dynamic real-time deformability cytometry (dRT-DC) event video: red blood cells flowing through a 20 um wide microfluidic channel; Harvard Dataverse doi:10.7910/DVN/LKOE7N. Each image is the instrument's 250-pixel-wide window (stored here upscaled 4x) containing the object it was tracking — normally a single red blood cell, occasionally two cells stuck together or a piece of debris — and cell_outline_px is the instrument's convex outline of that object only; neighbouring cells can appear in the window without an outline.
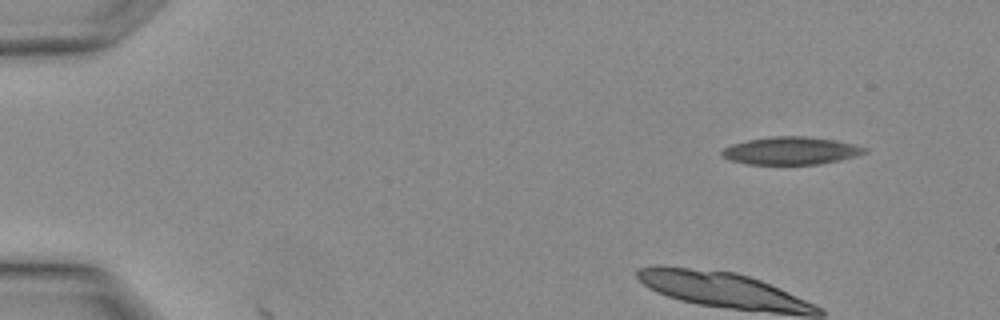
{"species": "Egyptian fruit bat (a non-hibernating species)", "species_latin": "Rousettus aegyptiacus", "temperature_condition": "warm", "stored_images_in_passage": 3, "camera_frame_rate_fps": 3000, "um_per_image_px": 0.085, "animal": {"sex": "female"}, "frame": {"image": 1, "passage_image": 1, "time_ms": 0.0, "image_size_px": [1000, 320], "cell_outline_px": [[868, 152], [856, 156], [840, 160], [820, 164], [748, 164], [728, 160], [720, 156], [720, 152], [724, 148], [732, 144], [748, 140], [772, 136], [804, 136], [832, 140], [852, 144], [868, 148]], "centroid_in_image_um": [67.2, 12.82], "position_along_channel_um": 17.8, "area_um2": 23.0}}